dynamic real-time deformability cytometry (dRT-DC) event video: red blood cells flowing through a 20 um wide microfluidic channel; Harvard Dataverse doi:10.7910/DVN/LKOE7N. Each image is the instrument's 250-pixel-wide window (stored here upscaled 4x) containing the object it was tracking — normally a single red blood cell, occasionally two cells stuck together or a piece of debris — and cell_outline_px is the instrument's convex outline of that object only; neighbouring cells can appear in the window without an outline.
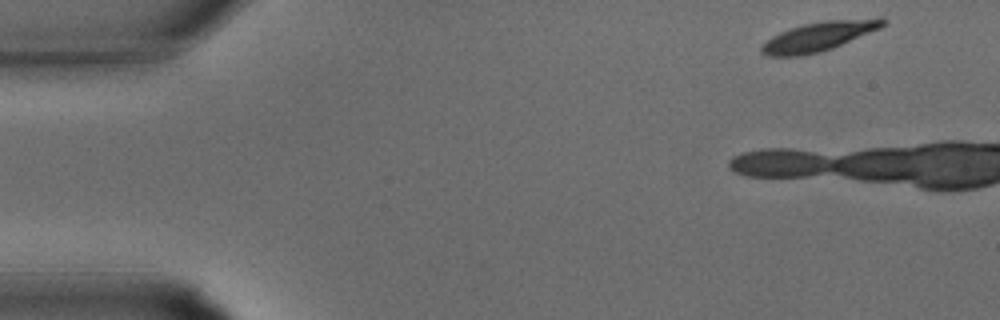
{"species": "common noctule bat (a hibernating species)", "species_latin": "Nyctalus noctula", "temperature_condition": "warm", "stored_images_in_passage": 12, "camera_frame_rate_fps": 3000, "um_per_image_px": 0.085, "animal": {"sex": "male", "body_mass_g": 15.6}, "frame": {"image": 1, "passage_image": 1, "time_ms": 0.0, "image_size_px": [1000, 320], "cell_outline_px": [[888, 20], [880, 28], [832, 48], [820, 52], [804, 56], [768, 56], [760, 52], [760, 48], [772, 36], [780, 32], [804, 24], [828, 20]], "centroid_in_image_um": [69.49, 3.14], "position_along_channel_um": 15.5, "area_um2": 19.88}}